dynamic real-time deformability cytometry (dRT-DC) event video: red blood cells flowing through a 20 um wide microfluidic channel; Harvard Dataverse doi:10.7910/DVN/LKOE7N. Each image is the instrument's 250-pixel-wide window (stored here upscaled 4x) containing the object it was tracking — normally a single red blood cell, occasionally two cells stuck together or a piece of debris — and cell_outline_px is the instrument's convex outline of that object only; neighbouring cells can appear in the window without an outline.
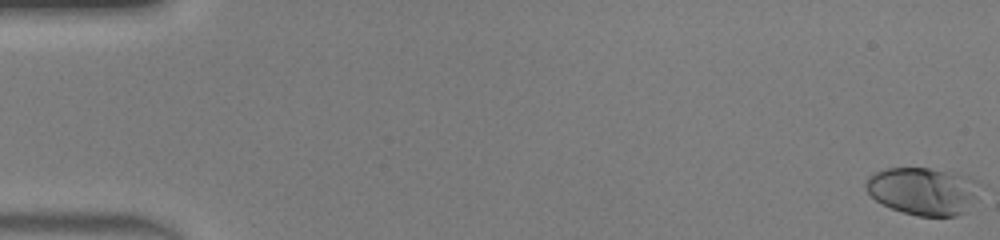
{"species": "human", "species_latin": "Homo sapiens", "temperature_condition": "warm", "stored_images_in_passage": 49, "camera_frame_rate_fps": 3000, "um_per_image_px": 0.085, "donor": {"sex": "male"}, "frame": {"image": 1, "passage_image": 1, "time_ms": 0.0, "image_size_px": [1000, 240], "cell_outline_px": [[980, 184], [976, 196], [968, 212], [956, 216], [916, 216], [892, 208], [876, 200], [864, 188], [864, 184], [868, 176], [876, 172], [888, 168], [928, 168], [956, 172], [972, 176]], "centroid_in_image_um": [78.51, 16.23], "position_along_channel_um": 6.5, "area_um2": 31.96}}
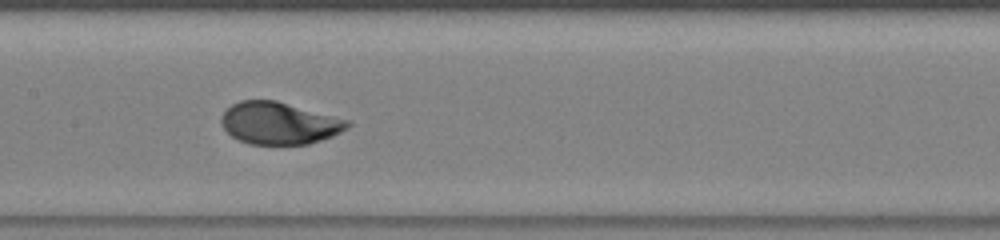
{"frame": {"image": 2, "passage_image": 25, "time_ms": 8.0, "image_size_px": [1000, 240], "cell_outline_px": [[352, 124], [348, 128], [332, 136], [308, 144], [248, 144], [232, 136], [220, 124], [220, 116], [232, 104], [240, 100], [276, 100], [352, 120]], "centroid_in_image_um": [23.76, 10.46], "position_along_channel_um": 183.6, "area_um2": 31.21}}
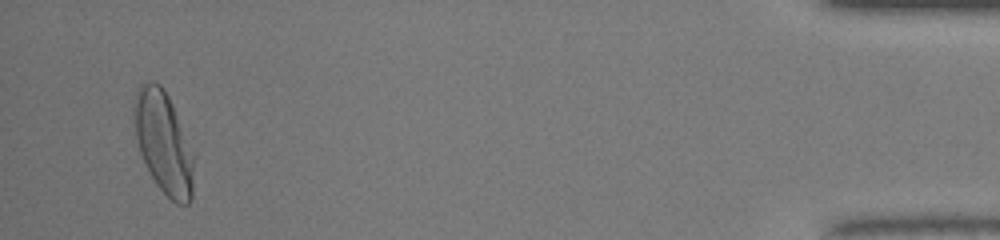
{"frame": {"image": 3, "passage_image": 47, "time_ms": 15.333, "image_size_px": [1000, 240], "cell_outline_px": [[192, 200], [188, 204], [176, 204], [156, 184], [140, 152], [136, 140], [132, 108], [136, 92], [140, 84], [152, 80], [160, 84], [164, 88], [172, 104], [192, 152]], "centroid_in_image_um": [13.86, 12.08], "position_along_channel_um": 421.3, "area_um2": 34.97}, "authors_computed_cell_mechanics": {"area_um2": 31.3854, "velocity_mm_per_s": 4.3213, "shape_relaxation_time_tau1_ms": 2.6559, "shape_relaxation_time_tau2_ms": null, "deformation_change_tau1": 0.1781, "deformation_change_tau2": null}}